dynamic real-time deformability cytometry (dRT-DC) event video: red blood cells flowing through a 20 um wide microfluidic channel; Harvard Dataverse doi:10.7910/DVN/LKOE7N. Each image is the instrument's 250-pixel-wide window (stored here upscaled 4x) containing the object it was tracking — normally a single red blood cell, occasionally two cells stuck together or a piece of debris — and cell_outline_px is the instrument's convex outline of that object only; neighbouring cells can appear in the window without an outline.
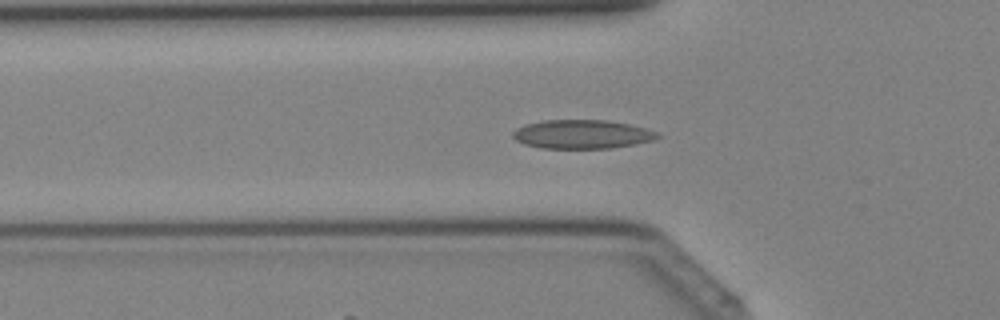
{"species": "Egyptian fruit bat (a non-hibernating species)", "species_latin": "Rousettus aegyptiacus", "temperature_condition": "cold", "stored_images_in_passage": 21, "camera_frame_rate_fps": 3000, "um_per_image_px": 0.085, "animal": {"sex": "female"}, "frame": {"image": 1, "passage_image": 12, "time_ms": 3.667, "image_size_px": [1000, 320], "cell_outline_px": [[660, 136], [656, 140], [636, 144], [612, 148], [540, 148], [524, 144], [516, 140], [512, 136], [512, 132], [516, 128], [524, 124], [544, 120], [604, 120], [628, 124], [644, 128], [656, 132]], "centroid_in_image_um": [49.45, 11.41], "position_along_channel_um": 76.4, "area_um2": 24.33}}
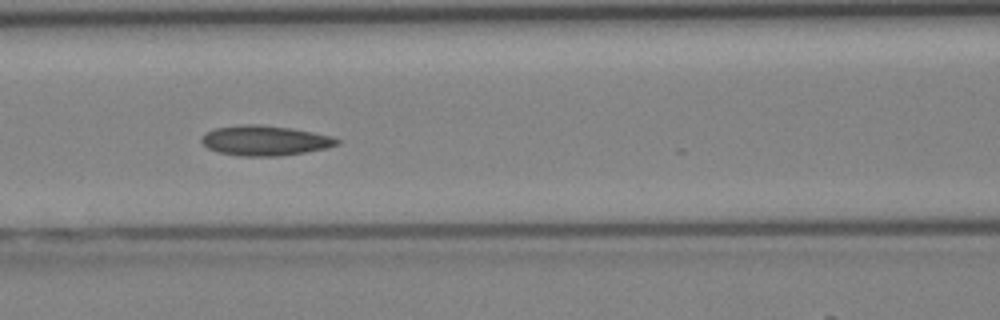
{"frame": {"image": 2, "passage_image": 16, "time_ms": 5.0, "image_size_px": [1000, 320], "cell_outline_px": [[340, 144], [324, 148], [304, 152], [280, 156], [236, 156], [216, 152], [208, 148], [200, 140], [208, 132], [216, 128], [244, 124], [260, 124], [292, 128], [332, 136], [340, 140]], "centroid_in_image_um": [22.52, 11.95], "position_along_channel_um": 144.1, "area_um2": 23.64}}
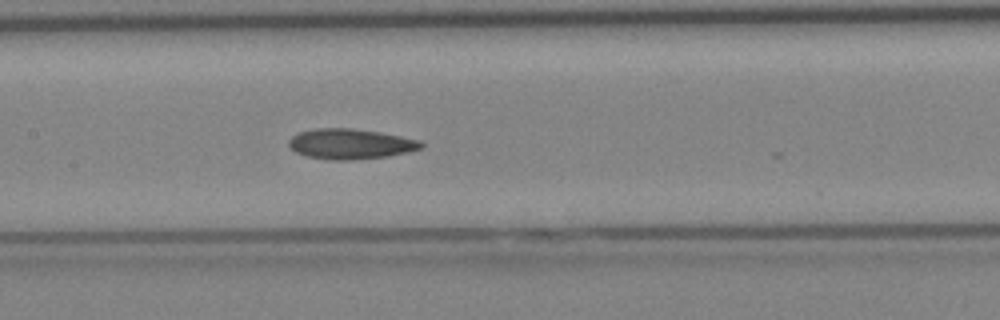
{"frame": {"image": 3, "passage_image": 18, "time_ms": 5.667, "image_size_px": [1000, 320], "cell_outline_px": [[424, 144], [420, 148], [408, 152], [388, 156], [352, 160], [328, 160], [308, 156], [296, 152], [288, 144], [288, 140], [296, 132], [316, 128], [352, 128], [380, 132], [420, 140]], "centroid_in_image_um": [29.76, 12.23], "position_along_channel_um": 177.6, "area_um2": 23.41}}